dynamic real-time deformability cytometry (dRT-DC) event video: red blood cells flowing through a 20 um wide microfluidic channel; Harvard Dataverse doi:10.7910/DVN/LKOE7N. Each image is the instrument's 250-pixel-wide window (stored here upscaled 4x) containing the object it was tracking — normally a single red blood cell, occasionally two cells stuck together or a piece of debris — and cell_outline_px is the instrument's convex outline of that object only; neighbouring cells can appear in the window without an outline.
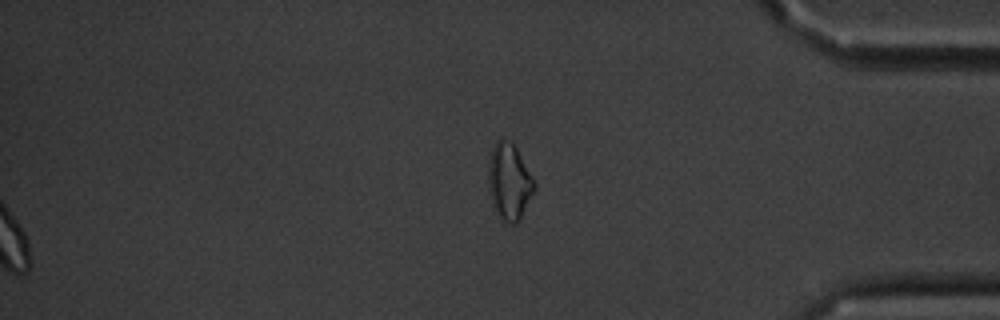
{"species": "common noctule bat (a hibernating species)", "species_latin": "Nyctalus noctula", "temperature_condition": "cold", "stored_images_in_passage": 14, "segment_of_instrument_passage": [2, 2], "camera_frame_rate_fps": 3000, "um_per_image_px": 0.085, "animal": {"sex": "male", "body_mass_g": 20.1, "forearm_length_mm": 53.5}, "frame": {"image": 1, "passage_image": 14, "time_ms": 16.667, "image_size_px": [1000, 320], "cell_outline_px": [[536, 188], [520, 220], [516, 224], [504, 224], [500, 220], [492, 204], [488, 188], [488, 164], [492, 148], [496, 140], [500, 136], [504, 136], [516, 148], [536, 180]], "centroid_in_image_um": [43.29, 15.46], "position_along_channel_um": 391.9, "area_um2": 21.15}}